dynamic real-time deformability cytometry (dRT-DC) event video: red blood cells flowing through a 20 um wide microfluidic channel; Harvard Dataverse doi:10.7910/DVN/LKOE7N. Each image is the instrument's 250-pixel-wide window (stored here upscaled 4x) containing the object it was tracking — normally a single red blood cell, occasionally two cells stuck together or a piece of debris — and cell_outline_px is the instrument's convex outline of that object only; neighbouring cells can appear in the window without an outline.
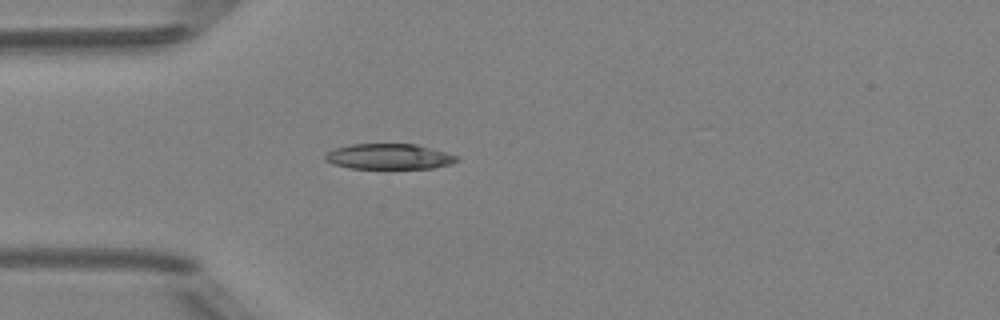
{"species": "Egyptian fruit bat (a non-hibernating species)", "species_latin": "Rousettus aegyptiacus", "temperature_condition": "room temperature", "stored_images_in_passage": 5, "camera_frame_rate_fps": 3000, "um_per_image_px": 0.085, "animal": {"sex": "female"}, "frame": {"image": 1, "passage_image": 5, "time_ms": 4.667, "image_size_px": [1000, 320], "cell_outline_px": [[460, 160], [452, 164], [432, 168], [348, 168], [332, 164], [324, 160], [324, 156], [332, 148], [352, 144], [416, 144], [444, 152], [456, 156]], "centroid_in_image_um": [33.02, 13.31], "position_along_channel_um": 52.0, "area_um2": 19.54}}